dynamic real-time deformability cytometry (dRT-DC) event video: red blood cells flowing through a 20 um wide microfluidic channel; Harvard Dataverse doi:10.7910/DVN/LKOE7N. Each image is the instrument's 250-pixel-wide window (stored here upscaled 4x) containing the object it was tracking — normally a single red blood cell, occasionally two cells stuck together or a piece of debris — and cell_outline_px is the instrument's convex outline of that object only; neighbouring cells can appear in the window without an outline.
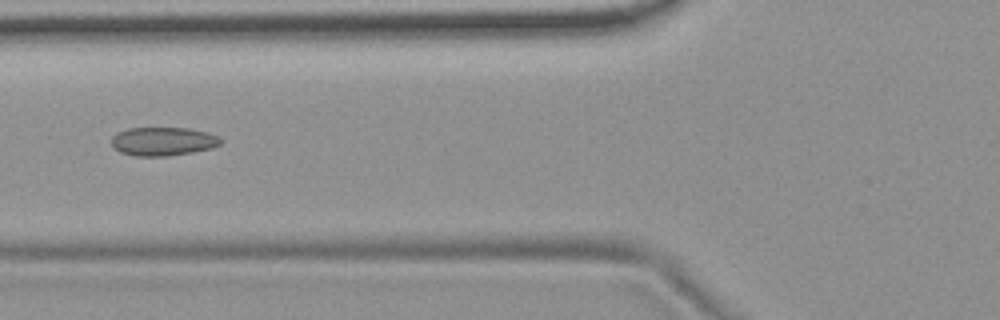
{"species": "common noctule bat (a hibernating species)", "species_latin": "Nyctalus noctula", "temperature_condition": "room temperature", "stored_images_in_passage": 4, "camera_frame_rate_fps": 3000, "um_per_image_px": 0.085, "animal": {"sex": "female", "body_mass_g": 19.9}, "frame": {"image": 1, "passage_image": 4, "time_ms": 3.333, "image_size_px": [1000, 320], "cell_outline_px": [[220, 144], [212, 148], [192, 152], [168, 156], [136, 156], [120, 152], [112, 148], [112, 136], [116, 132], [128, 128], [188, 128], [208, 132], [220, 136]], "centroid_in_image_um": [13.84, 12.01], "position_along_channel_um": 112.0, "area_um2": 18.32}}